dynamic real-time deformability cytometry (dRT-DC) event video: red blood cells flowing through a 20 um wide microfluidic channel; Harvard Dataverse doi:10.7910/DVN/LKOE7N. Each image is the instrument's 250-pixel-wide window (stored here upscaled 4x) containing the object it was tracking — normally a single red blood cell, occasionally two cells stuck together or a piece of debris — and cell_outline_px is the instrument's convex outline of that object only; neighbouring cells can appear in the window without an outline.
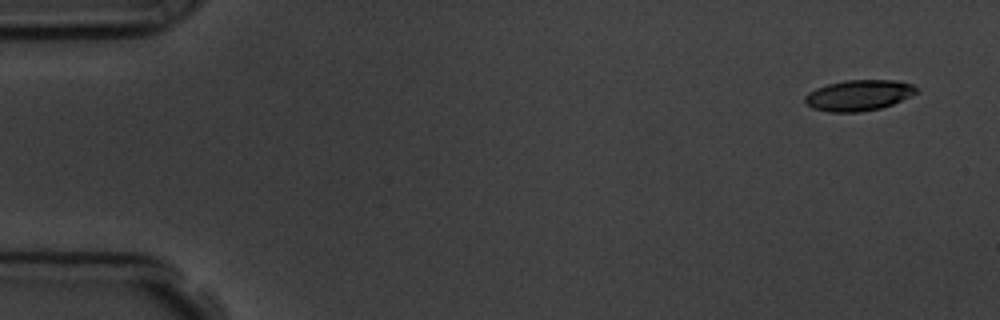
{"species": "common noctule bat (a hibernating species)", "species_latin": "Nyctalus noctula", "temperature_condition": "room temperature", "stored_images_in_passage": 6, "camera_frame_rate_fps": 3000, "um_per_image_px": 0.085, "animal": {"sex": "male", "body_mass_g": 19.5, "forearm_length_mm": 54.6}, "frame": {"image": 1, "passage_image": 1, "time_ms": 0.0, "image_size_px": [1000, 320], "cell_outline_px": [[916, 92], [912, 96], [892, 104], [880, 108], [860, 112], [828, 112], [812, 108], [804, 104], [804, 96], [808, 92], [816, 88], [828, 84], [844, 80], [896, 80], [912, 84], [916, 88]], "centroid_in_image_um": [72.94, 8.1], "position_along_channel_um": 12.1, "area_um2": 20.11}}
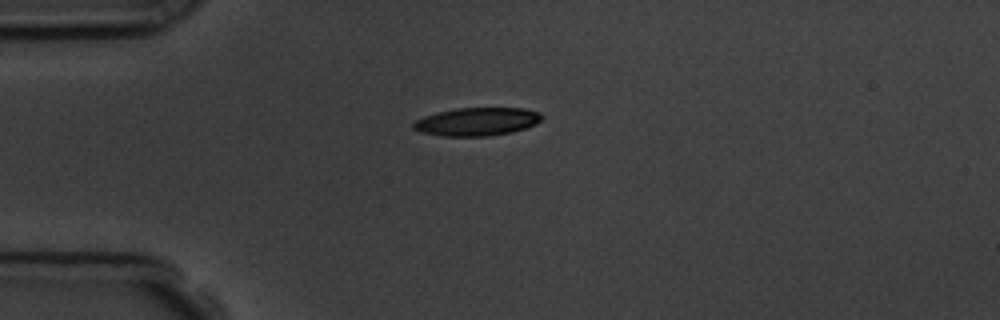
{"frame": {"image": 2, "passage_image": 4, "time_ms": 3.667, "image_size_px": [1000, 320], "cell_outline_px": [[544, 116], [536, 124], [512, 132], [488, 136], [444, 136], [424, 132], [412, 128], [412, 124], [416, 120], [424, 116], [456, 108], [524, 108], [540, 112]], "centroid_in_image_um": [40.58, 10.33], "position_along_channel_um": 44.4, "area_um2": 20.92}}